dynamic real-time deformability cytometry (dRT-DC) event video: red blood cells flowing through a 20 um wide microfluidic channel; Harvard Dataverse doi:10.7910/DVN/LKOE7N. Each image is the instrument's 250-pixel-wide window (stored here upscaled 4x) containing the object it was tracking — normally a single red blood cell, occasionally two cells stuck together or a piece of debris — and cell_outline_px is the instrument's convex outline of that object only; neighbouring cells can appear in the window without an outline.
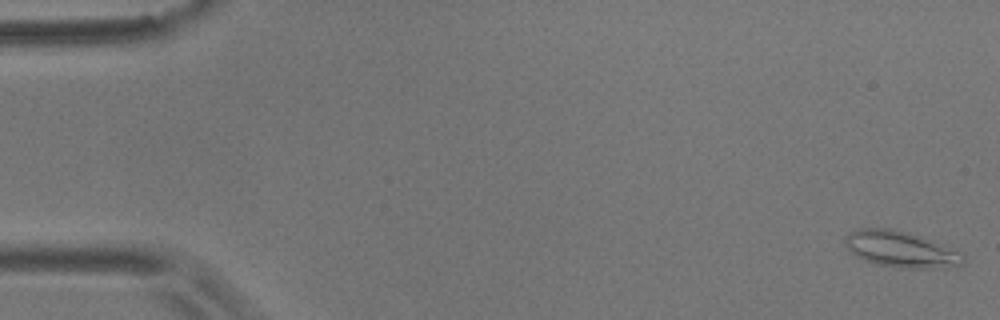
{"species": "common noctule bat (a hibernating species)", "species_latin": "Nyctalus noctula", "temperature_condition": "room temperature", "stored_images_in_passage": 6, "camera_frame_rate_fps": 3000, "um_per_image_px": 0.085, "animal": {"sex": "male", "body_mass_g": 17.9}, "frame": {"image": 1, "passage_image": 1, "time_ms": 0.0, "image_size_px": [1000, 320], "cell_outline_px": [[964, 264], [956, 268], [900, 268], [876, 264], [864, 260], [856, 256], [844, 244], [844, 236], [848, 232], [856, 228], [892, 228], [908, 232], [932, 240], [964, 252]], "centroid_in_image_um": [76.61, 21.19], "position_along_channel_um": 8.4, "area_um2": 25.49}}